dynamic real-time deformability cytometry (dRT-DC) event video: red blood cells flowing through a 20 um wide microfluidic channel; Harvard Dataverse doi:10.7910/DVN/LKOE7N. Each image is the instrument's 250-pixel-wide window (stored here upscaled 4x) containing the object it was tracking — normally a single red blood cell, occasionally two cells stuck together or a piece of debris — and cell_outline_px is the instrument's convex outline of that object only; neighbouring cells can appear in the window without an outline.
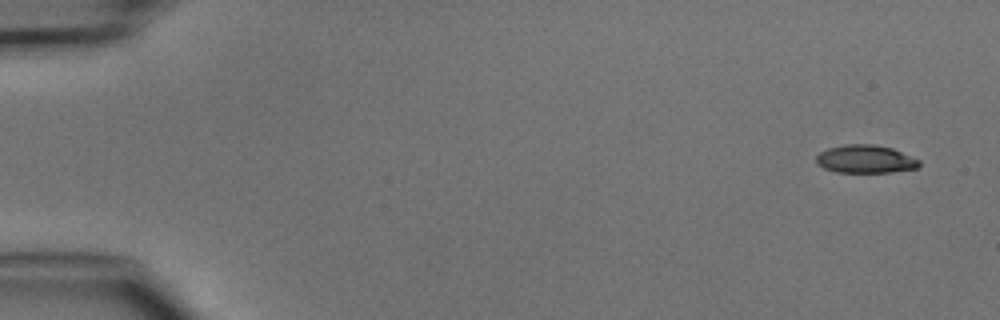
{"species": "common noctule bat (a hibernating species)", "species_latin": "Nyctalus noctula", "temperature_condition": "cold", "stored_images_in_passage": 4, "camera_frame_rate_fps": 3000, "um_per_image_px": 0.085, "animal": {"sex": "male", "body_mass_g": 15.6}, "frame": {"image": 1, "passage_image": 1, "time_ms": 0.0, "image_size_px": [1000, 320], "cell_outline_px": [[920, 168], [892, 172], [836, 172], [824, 168], [816, 164], [816, 156], [820, 152], [828, 148], [844, 144], [872, 144], [892, 148], [920, 160]], "centroid_in_image_um": [73.56, 13.52], "position_along_channel_um": 11.4, "area_um2": 16.94}}
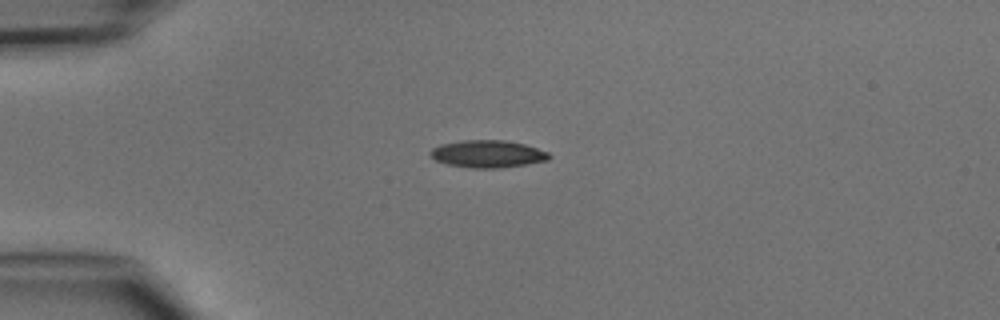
{"frame": {"image": 2, "passage_image": 4, "time_ms": 3.333, "image_size_px": [1000, 320], "cell_outline_px": [[552, 156], [548, 160], [528, 164], [500, 168], [472, 168], [448, 164], [436, 160], [428, 152], [432, 148], [440, 144], [464, 140], [504, 140], [524, 144], [548, 152]], "centroid_in_image_um": [41.46, 13.08], "position_along_channel_um": 43.5, "area_um2": 18.9}}